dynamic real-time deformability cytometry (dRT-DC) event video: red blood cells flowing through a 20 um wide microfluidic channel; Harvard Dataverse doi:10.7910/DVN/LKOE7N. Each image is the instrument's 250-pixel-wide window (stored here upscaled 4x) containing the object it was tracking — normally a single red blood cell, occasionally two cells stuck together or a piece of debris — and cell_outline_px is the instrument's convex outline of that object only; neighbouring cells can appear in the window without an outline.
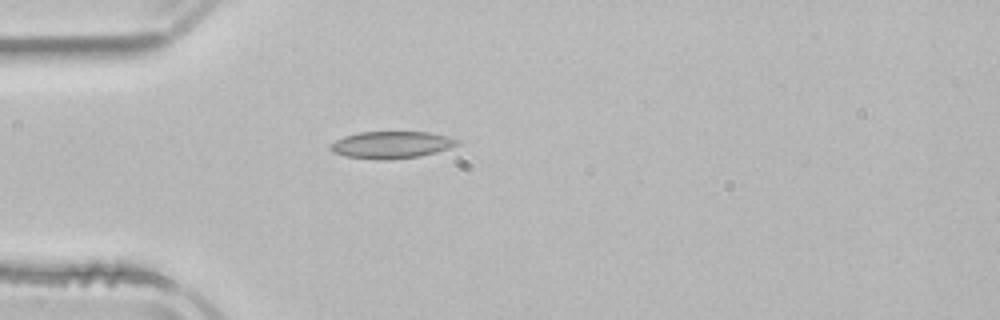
{"species": "common noctule bat (a hibernating species)", "species_latin": "Nyctalus noctula", "temperature_condition": "room temperature", "stored_images_in_passage": 1, "camera_frame_rate_fps": 3000, "um_per_image_px": 0.085, "animal": {"sex": "male", "body_mass_g": 21.5, "forearm_length_mm": 52.0}, "frame": {"image": 1, "passage_image": 1, "time_ms": 0.0, "image_size_px": [1000, 320], "cell_outline_px": [[460, 144], [436, 152], [420, 156], [388, 160], [380, 160], [344, 156], [332, 152], [328, 148], [336, 140], [344, 136], [360, 132], [428, 132], [448, 136], [460, 140]], "centroid_in_image_um": [33.27, 12.31], "position_along_channel_um": 51.7, "area_um2": 20.06}}